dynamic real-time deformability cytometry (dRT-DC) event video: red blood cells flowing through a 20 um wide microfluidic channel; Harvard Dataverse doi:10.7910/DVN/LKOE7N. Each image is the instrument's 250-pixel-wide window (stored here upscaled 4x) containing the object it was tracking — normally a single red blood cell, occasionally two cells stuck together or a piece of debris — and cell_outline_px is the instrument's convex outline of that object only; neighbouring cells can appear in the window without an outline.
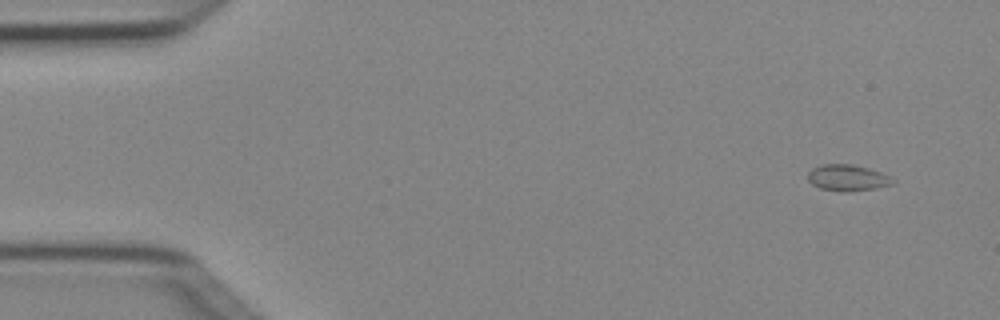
{"species": "Egyptian fruit bat (a non-hibernating species)", "species_latin": "Rousettus aegyptiacus", "temperature_condition": "cold", "stored_images_in_passage": 4, "camera_frame_rate_fps": 3000, "um_per_image_px": 0.085, "animal": {"sex": "female"}, "frame": {"image": 1, "passage_image": 1, "time_ms": 0.0, "image_size_px": [1000, 320], "cell_outline_px": [[896, 180], [892, 184], [876, 188], [848, 192], [840, 192], [820, 188], [812, 184], [808, 180], [808, 172], [812, 168], [824, 164], [852, 164], [868, 168], [880, 172]], "centroid_in_image_um": [72.02, 15.12], "position_along_channel_um": 13.0, "area_um2": 13.01}}
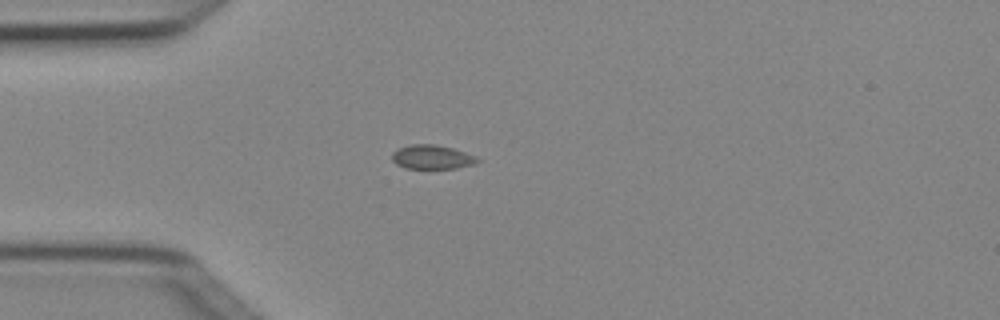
{"frame": {"image": 2, "passage_image": 4, "time_ms": 1.0, "image_size_px": [1000, 320], "cell_outline_px": [[480, 160], [472, 164], [456, 168], [404, 168], [396, 164], [392, 160], [392, 152], [400, 148], [412, 144], [432, 144], [452, 148], [476, 156]], "centroid_in_image_um": [36.69, 13.35], "position_along_channel_um": 48.3, "area_um2": 11.79}}